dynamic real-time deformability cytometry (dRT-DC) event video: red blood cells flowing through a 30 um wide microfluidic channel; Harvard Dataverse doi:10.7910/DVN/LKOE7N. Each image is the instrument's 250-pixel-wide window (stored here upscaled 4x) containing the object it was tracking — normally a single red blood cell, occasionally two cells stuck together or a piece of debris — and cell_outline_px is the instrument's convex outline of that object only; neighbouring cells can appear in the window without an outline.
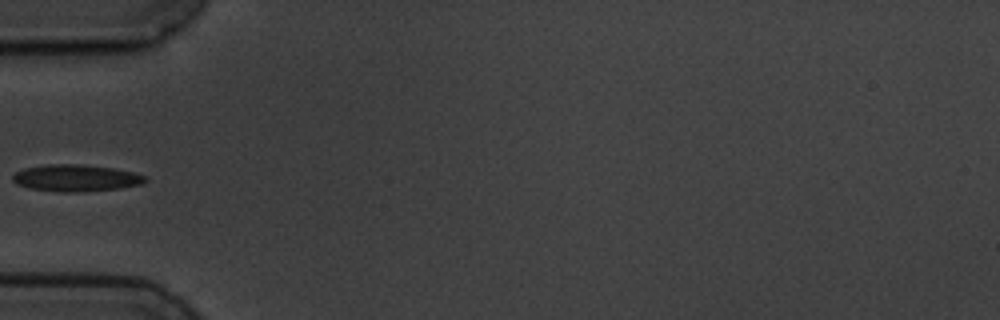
{"species": "common noctule bat (a hibernating species)", "species_latin": "Nyctalus noctula", "temperature_condition": "cold", "stored_images_in_passage": 6, "camera_frame_rate_fps": 3000, "um_per_image_px": 0.085, "animal": {"sex": "male", "body_mass_g": 19.5, "forearm_length_mm": 54.6}, "frame": {"image": 1, "passage_image": 6, "time_ms": 6.333, "image_size_px": [1000, 320], "cell_outline_px": [[148, 180], [140, 184], [120, 188], [84, 192], [60, 192], [32, 188], [16, 184], [12, 180], [12, 176], [16, 172], [24, 168], [48, 164], [84, 164], [116, 168], [132, 172], [144, 176]], "centroid_in_image_um": [6.45, 15.12], "position_along_channel_um": 78.5, "area_um2": 20.75}}